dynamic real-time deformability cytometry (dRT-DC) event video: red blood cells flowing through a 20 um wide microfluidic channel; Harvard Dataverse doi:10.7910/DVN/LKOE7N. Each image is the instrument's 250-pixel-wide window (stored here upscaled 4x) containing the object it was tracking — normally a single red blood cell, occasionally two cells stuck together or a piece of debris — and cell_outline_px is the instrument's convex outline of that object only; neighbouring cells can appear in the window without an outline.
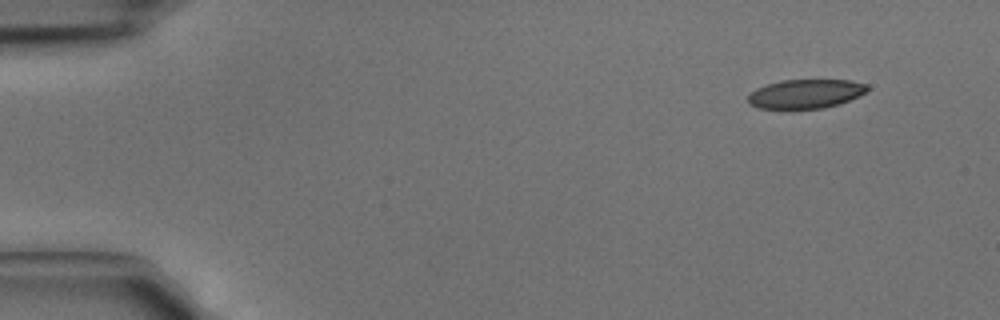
{"species": "common noctule bat (a hibernating species)", "species_latin": "Nyctalus noctula", "temperature_condition": "cold", "stored_images_in_passage": 4, "camera_frame_rate_fps": 3000, "um_per_image_px": 0.085, "animal": {"sex": "male", "body_mass_g": 15.6}, "frame": {"image": 1, "passage_image": 1, "time_ms": 0.0, "image_size_px": [1000, 320], "cell_outline_px": [[868, 92], [860, 96], [840, 104], [824, 108], [792, 112], [788, 112], [760, 108], [748, 104], [748, 96], [756, 88], [768, 84], [784, 80], [852, 80], [868, 84]], "centroid_in_image_um": [68.48, 8.03], "position_along_channel_um": 16.5, "area_um2": 21.21}}
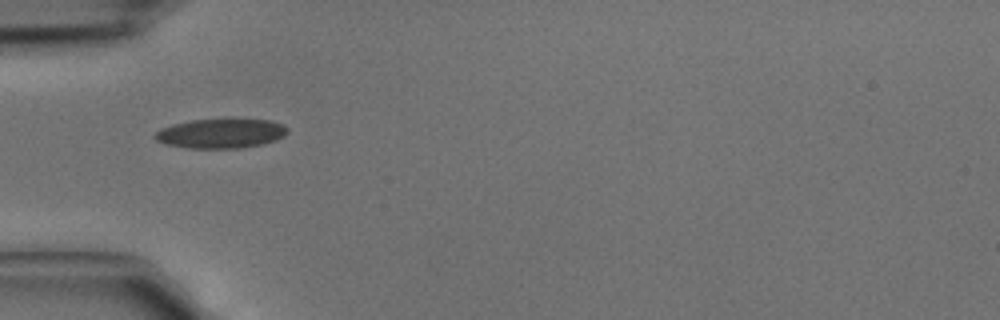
{"frame": {"image": 2, "passage_image": 4, "time_ms": 1.0, "image_size_px": [1000, 320], "cell_outline_px": [[288, 132], [284, 136], [276, 140], [260, 144], [240, 148], [188, 148], [168, 144], [156, 140], [152, 136], [160, 128], [172, 124], [192, 120], [232, 116], [268, 120], [284, 124], [288, 128]], "centroid_in_image_um": [18.81, 11.29], "position_along_channel_um": 66.2, "area_um2": 23.64}}